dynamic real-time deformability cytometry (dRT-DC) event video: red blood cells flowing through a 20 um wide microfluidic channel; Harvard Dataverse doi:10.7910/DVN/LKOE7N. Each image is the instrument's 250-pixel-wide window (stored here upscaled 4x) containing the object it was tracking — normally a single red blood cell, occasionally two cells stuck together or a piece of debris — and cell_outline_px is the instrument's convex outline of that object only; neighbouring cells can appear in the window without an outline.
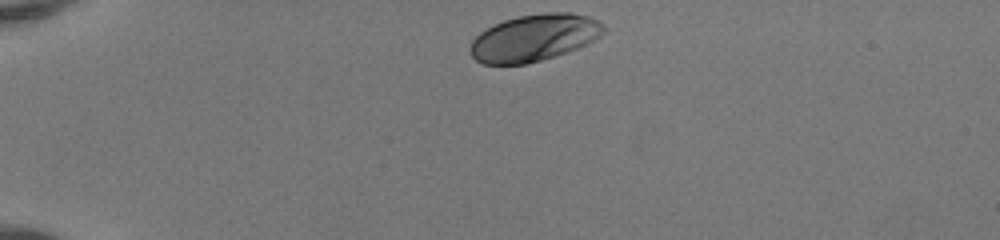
{"species": "human", "species_latin": "Homo sapiens", "temperature_condition": "room temperature", "stored_images_in_passage": 35, "camera_frame_rate_fps": 3000, "um_per_image_px": 0.085, "donor": {"sex": "female"}, "frame": {"image": 1, "passage_image": 1, "time_ms": 0.0, "image_size_px": [1000, 240], "cell_outline_px": [[608, 28], [600, 36], [588, 44], [540, 60], [524, 64], [480, 64], [472, 56], [472, 40], [480, 32], [504, 20], [520, 16], [544, 12], [568, 12], [588, 16], [604, 24]], "centroid_in_image_um": [45.44, 3.2], "position_along_channel_um": 39.6, "area_um2": 36.07}}
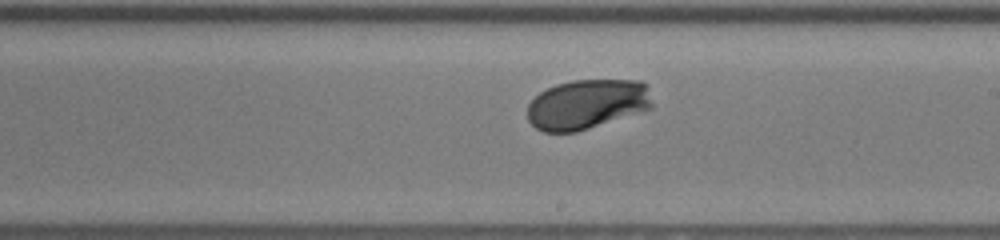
{"frame": {"image": 2, "passage_image": 20, "time_ms": 6.333, "image_size_px": [1000, 240], "cell_outline_px": [[652, 108], [576, 132], [544, 132], [536, 128], [528, 120], [528, 104], [540, 92], [556, 84], [572, 80], [640, 80], [648, 84], [652, 104]], "centroid_in_image_um": [49.91, 8.85], "position_along_channel_um": 239.1, "area_um2": 36.18}}
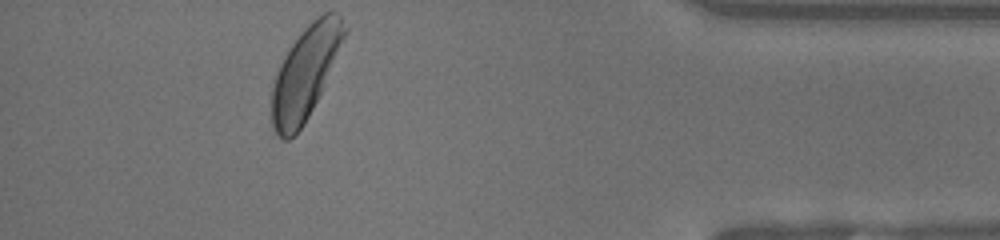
{"frame": {"image": 3, "passage_image": 35, "time_ms": 11.333, "image_size_px": [1000, 240], "cell_outline_px": [[348, 32], [320, 92], [304, 124], [288, 140], [284, 140], [276, 136], [272, 128], [272, 88], [280, 64], [284, 56], [300, 32], [316, 16], [324, 12], [336, 12], [340, 16], [348, 28]], "centroid_in_image_um": [25.96, 6.15], "position_along_channel_um": 409.2, "area_um2": 38.61}, "authors_computed_cell_mechanics": {"area_um2": 36.2406, "velocity_mm_per_s": 4.107, "shape_relaxation_time_tau1_ms": 1.4694, "shape_relaxation_time_tau2_ms": null, "deformation_change_tau1": 0.1249, "deformation_change_tau2": null}}